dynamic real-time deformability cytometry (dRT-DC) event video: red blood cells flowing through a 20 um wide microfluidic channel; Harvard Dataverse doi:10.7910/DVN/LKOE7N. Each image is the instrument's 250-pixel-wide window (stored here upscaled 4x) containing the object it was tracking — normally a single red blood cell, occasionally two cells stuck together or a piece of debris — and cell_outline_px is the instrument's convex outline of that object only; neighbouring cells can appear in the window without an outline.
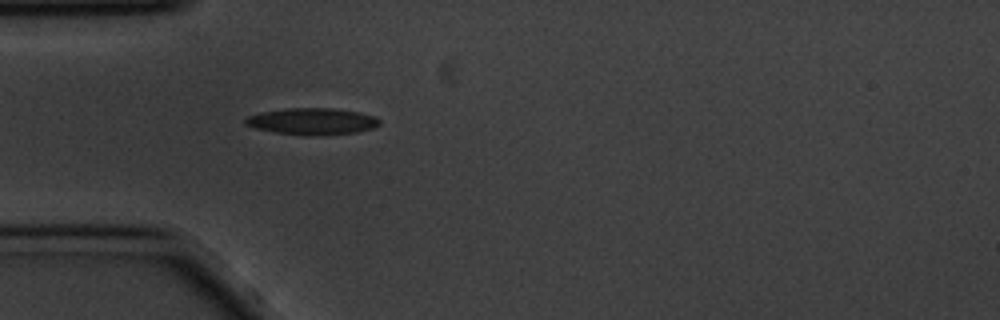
{"species": "common noctule bat (a hibernating species)", "species_latin": "Nyctalus noctula", "temperature_condition": "cold", "stored_images_in_passage": 6, "camera_frame_rate_fps": 3000, "um_per_image_px": 0.085, "animal": {"sex": "male", "body_mass_g": 20.1, "forearm_length_mm": 53.5}, "frame": {"image": 1, "passage_image": 1, "time_ms": 0.0, "image_size_px": [1000, 320], "cell_outline_px": [[380, 124], [372, 128], [360, 132], [304, 136], [276, 132], [256, 128], [244, 124], [244, 120], [248, 116], [260, 112], [288, 108], [336, 108], [360, 112], [376, 116], [380, 120]], "centroid_in_image_um": [26.56, 10.31], "position_along_channel_um": 58.4, "area_um2": 20.92}}